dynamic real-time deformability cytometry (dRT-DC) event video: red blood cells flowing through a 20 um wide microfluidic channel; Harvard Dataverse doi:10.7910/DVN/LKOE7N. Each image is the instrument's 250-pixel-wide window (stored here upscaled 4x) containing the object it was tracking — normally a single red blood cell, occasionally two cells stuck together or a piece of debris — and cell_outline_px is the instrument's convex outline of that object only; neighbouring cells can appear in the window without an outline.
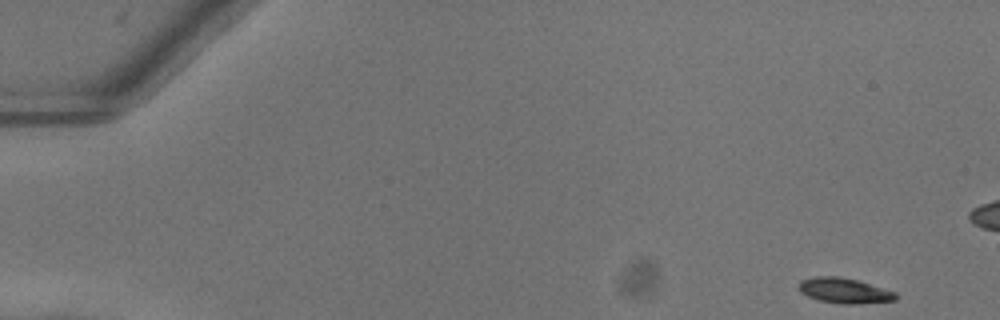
{"species": "common noctule bat (a hibernating species)", "species_latin": "Nyctalus noctula", "temperature_condition": "warm", "stored_images_in_passage": 51, "camera_frame_rate_fps": 3000, "um_per_image_px": 0.085, "animal": {"sex": "female"}, "frame": {"image": 1, "passage_image": 1, "time_ms": 0.0, "image_size_px": [1000, 320], "cell_outline_px": [[896, 300], [860, 304], [840, 304], [816, 300], [800, 292], [800, 280], [816, 276], [840, 276], [856, 280], [896, 292]], "centroid_in_image_um": [71.75, 24.71], "position_along_channel_um": 13.2, "area_um2": 14.28}}
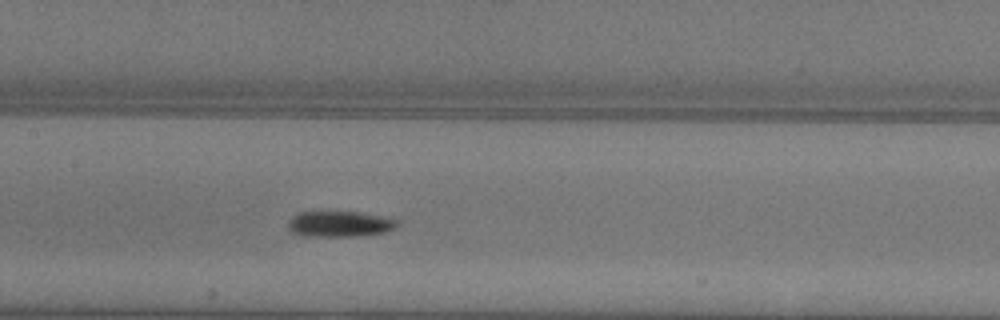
{"frame": {"image": 2, "passage_image": 24, "time_ms": 7.667, "image_size_px": [1000, 320], "cell_outline_px": [[396, 228], [388, 232], [356, 236], [308, 236], [292, 232], [288, 228], [288, 220], [292, 216], [300, 212], [360, 212], [388, 216], [396, 220]], "centroid_in_image_um": [28.9, 19.03], "position_along_channel_um": 178.5, "area_um2": 16.47}}
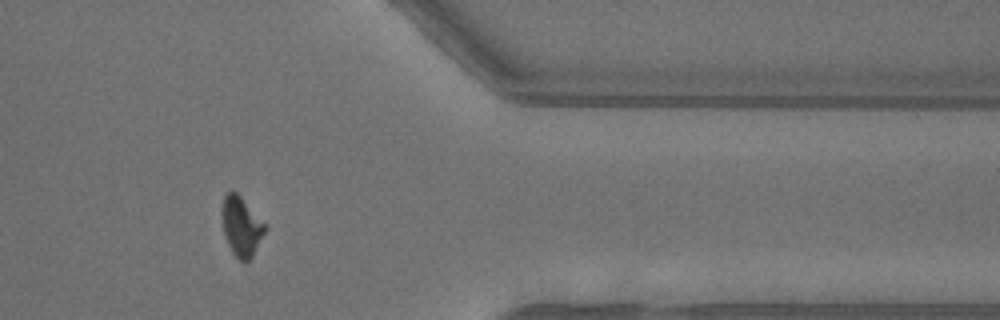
{"frame": {"image": 3, "passage_image": 41, "time_ms": 13.333, "image_size_px": [1000, 320], "cell_outline_px": [[264, 232], [252, 256], [244, 264], [232, 252], [224, 236], [220, 212], [224, 196], [232, 188], [240, 196], [264, 224]], "centroid_in_image_um": [20.44, 19.23], "position_along_channel_um": 391.0, "area_um2": 14.62}, "authors_computed_cell_mechanics": {"area_um2": 15.1436, "velocity_mm_per_s": 4.0531, "shape_relaxation_time_tau1_ms": 3.5289, "shape_relaxation_time_tau2_ms": null, "deformation_change_tau1": 0.1622, "deformation_change_tau2": null}}